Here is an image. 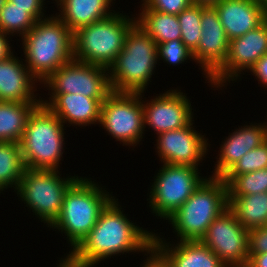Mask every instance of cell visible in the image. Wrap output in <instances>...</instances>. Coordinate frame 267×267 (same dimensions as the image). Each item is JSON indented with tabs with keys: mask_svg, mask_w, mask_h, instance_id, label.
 <instances>
[{
	"mask_svg": "<svg viewBox=\"0 0 267 267\" xmlns=\"http://www.w3.org/2000/svg\"><path fill=\"white\" fill-rule=\"evenodd\" d=\"M227 267H251V266L248 263H245V264H238V265H230Z\"/></svg>",
	"mask_w": 267,
	"mask_h": 267,
	"instance_id": "ab89813d",
	"label": "cell"
},
{
	"mask_svg": "<svg viewBox=\"0 0 267 267\" xmlns=\"http://www.w3.org/2000/svg\"><path fill=\"white\" fill-rule=\"evenodd\" d=\"M73 33L56 16L36 21L20 40L24 62L30 73L44 82L59 67L73 59Z\"/></svg>",
	"mask_w": 267,
	"mask_h": 267,
	"instance_id": "3957f363",
	"label": "cell"
},
{
	"mask_svg": "<svg viewBox=\"0 0 267 267\" xmlns=\"http://www.w3.org/2000/svg\"><path fill=\"white\" fill-rule=\"evenodd\" d=\"M36 20L24 8L8 0L0 10V31L20 40L34 27Z\"/></svg>",
	"mask_w": 267,
	"mask_h": 267,
	"instance_id": "4316f807",
	"label": "cell"
},
{
	"mask_svg": "<svg viewBox=\"0 0 267 267\" xmlns=\"http://www.w3.org/2000/svg\"><path fill=\"white\" fill-rule=\"evenodd\" d=\"M15 53L0 61V102H41V84Z\"/></svg>",
	"mask_w": 267,
	"mask_h": 267,
	"instance_id": "d6986e66",
	"label": "cell"
},
{
	"mask_svg": "<svg viewBox=\"0 0 267 267\" xmlns=\"http://www.w3.org/2000/svg\"><path fill=\"white\" fill-rule=\"evenodd\" d=\"M145 258L143 260L144 263H140V267H168L166 262L153 248L146 254Z\"/></svg>",
	"mask_w": 267,
	"mask_h": 267,
	"instance_id": "8d00e7d4",
	"label": "cell"
},
{
	"mask_svg": "<svg viewBox=\"0 0 267 267\" xmlns=\"http://www.w3.org/2000/svg\"><path fill=\"white\" fill-rule=\"evenodd\" d=\"M160 167L150 182L151 186L148 185L147 205L153 217L165 221L182 206L207 175L202 176L201 169L192 166L163 163Z\"/></svg>",
	"mask_w": 267,
	"mask_h": 267,
	"instance_id": "9c48e42d",
	"label": "cell"
},
{
	"mask_svg": "<svg viewBox=\"0 0 267 267\" xmlns=\"http://www.w3.org/2000/svg\"><path fill=\"white\" fill-rule=\"evenodd\" d=\"M157 44L137 23L126 36L123 49L109 67L110 87L114 92L148 91L157 70Z\"/></svg>",
	"mask_w": 267,
	"mask_h": 267,
	"instance_id": "277c9868",
	"label": "cell"
},
{
	"mask_svg": "<svg viewBox=\"0 0 267 267\" xmlns=\"http://www.w3.org/2000/svg\"><path fill=\"white\" fill-rule=\"evenodd\" d=\"M248 238L249 231L227 208L210 224L200 241L230 266L248 263Z\"/></svg>",
	"mask_w": 267,
	"mask_h": 267,
	"instance_id": "9a60e30c",
	"label": "cell"
},
{
	"mask_svg": "<svg viewBox=\"0 0 267 267\" xmlns=\"http://www.w3.org/2000/svg\"><path fill=\"white\" fill-rule=\"evenodd\" d=\"M116 0H60L55 15L73 33L75 30L113 15Z\"/></svg>",
	"mask_w": 267,
	"mask_h": 267,
	"instance_id": "7402d4cb",
	"label": "cell"
},
{
	"mask_svg": "<svg viewBox=\"0 0 267 267\" xmlns=\"http://www.w3.org/2000/svg\"><path fill=\"white\" fill-rule=\"evenodd\" d=\"M41 102H0V142L20 143L27 120Z\"/></svg>",
	"mask_w": 267,
	"mask_h": 267,
	"instance_id": "d4e9b609",
	"label": "cell"
},
{
	"mask_svg": "<svg viewBox=\"0 0 267 267\" xmlns=\"http://www.w3.org/2000/svg\"><path fill=\"white\" fill-rule=\"evenodd\" d=\"M266 54L267 19L256 29L229 41L228 55L224 63L209 77L212 87L210 90L214 88V91H223L222 88L227 89L229 83L232 85L240 82L246 71L248 72Z\"/></svg>",
	"mask_w": 267,
	"mask_h": 267,
	"instance_id": "7c38bea8",
	"label": "cell"
},
{
	"mask_svg": "<svg viewBox=\"0 0 267 267\" xmlns=\"http://www.w3.org/2000/svg\"><path fill=\"white\" fill-rule=\"evenodd\" d=\"M249 254L267 252V226L249 230Z\"/></svg>",
	"mask_w": 267,
	"mask_h": 267,
	"instance_id": "d6a6232c",
	"label": "cell"
},
{
	"mask_svg": "<svg viewBox=\"0 0 267 267\" xmlns=\"http://www.w3.org/2000/svg\"><path fill=\"white\" fill-rule=\"evenodd\" d=\"M201 38L193 52L195 65L201 70L205 83L209 77L224 63L229 48V39L213 6L202 5ZM207 81V82H206Z\"/></svg>",
	"mask_w": 267,
	"mask_h": 267,
	"instance_id": "2e32d148",
	"label": "cell"
},
{
	"mask_svg": "<svg viewBox=\"0 0 267 267\" xmlns=\"http://www.w3.org/2000/svg\"><path fill=\"white\" fill-rule=\"evenodd\" d=\"M267 169V140L246 153L221 178L227 185L235 176Z\"/></svg>",
	"mask_w": 267,
	"mask_h": 267,
	"instance_id": "f1b7e54d",
	"label": "cell"
},
{
	"mask_svg": "<svg viewBox=\"0 0 267 267\" xmlns=\"http://www.w3.org/2000/svg\"><path fill=\"white\" fill-rule=\"evenodd\" d=\"M128 14L130 12L117 10L108 18L75 30L73 59L109 69L123 49L127 34L137 23L136 15Z\"/></svg>",
	"mask_w": 267,
	"mask_h": 267,
	"instance_id": "52a82bcc",
	"label": "cell"
},
{
	"mask_svg": "<svg viewBox=\"0 0 267 267\" xmlns=\"http://www.w3.org/2000/svg\"><path fill=\"white\" fill-rule=\"evenodd\" d=\"M41 97V104L47 106L66 127L99 125L101 106L105 99H94L80 94H48ZM47 98V99H46Z\"/></svg>",
	"mask_w": 267,
	"mask_h": 267,
	"instance_id": "ffe728a7",
	"label": "cell"
},
{
	"mask_svg": "<svg viewBox=\"0 0 267 267\" xmlns=\"http://www.w3.org/2000/svg\"><path fill=\"white\" fill-rule=\"evenodd\" d=\"M9 2L15 4V7H20L26 9V11L36 20L45 19L48 16L45 15L46 0H8Z\"/></svg>",
	"mask_w": 267,
	"mask_h": 267,
	"instance_id": "836d02e7",
	"label": "cell"
},
{
	"mask_svg": "<svg viewBox=\"0 0 267 267\" xmlns=\"http://www.w3.org/2000/svg\"><path fill=\"white\" fill-rule=\"evenodd\" d=\"M158 63H163L169 67L184 65V63L191 61L195 62L193 52H191L181 40H172L157 45ZM167 63V64H166Z\"/></svg>",
	"mask_w": 267,
	"mask_h": 267,
	"instance_id": "4dcf8cb0",
	"label": "cell"
},
{
	"mask_svg": "<svg viewBox=\"0 0 267 267\" xmlns=\"http://www.w3.org/2000/svg\"><path fill=\"white\" fill-rule=\"evenodd\" d=\"M194 122L195 120L181 129L163 132L156 136L154 149L160 163L194 168L203 166L200 163L209 158L212 142L205 133L203 135L202 130L200 132L195 130L197 127Z\"/></svg>",
	"mask_w": 267,
	"mask_h": 267,
	"instance_id": "4fadbf2b",
	"label": "cell"
},
{
	"mask_svg": "<svg viewBox=\"0 0 267 267\" xmlns=\"http://www.w3.org/2000/svg\"><path fill=\"white\" fill-rule=\"evenodd\" d=\"M60 170L26 168L16 190L17 197L29 213L50 228L60 216L64 196L69 187L80 177Z\"/></svg>",
	"mask_w": 267,
	"mask_h": 267,
	"instance_id": "ba28073f",
	"label": "cell"
},
{
	"mask_svg": "<svg viewBox=\"0 0 267 267\" xmlns=\"http://www.w3.org/2000/svg\"><path fill=\"white\" fill-rule=\"evenodd\" d=\"M95 181L92 177L80 176L69 187L64 196L60 216L49 228V230L59 232L62 236L65 235L64 238L69 245L67 247L70 248L69 252L60 257L61 259L56 260V265L89 234L102 210L115 197L112 191L110 193L107 190V186Z\"/></svg>",
	"mask_w": 267,
	"mask_h": 267,
	"instance_id": "7a4b0ae2",
	"label": "cell"
},
{
	"mask_svg": "<svg viewBox=\"0 0 267 267\" xmlns=\"http://www.w3.org/2000/svg\"><path fill=\"white\" fill-rule=\"evenodd\" d=\"M248 264L251 267H267V252L260 254H249Z\"/></svg>",
	"mask_w": 267,
	"mask_h": 267,
	"instance_id": "74e56055",
	"label": "cell"
},
{
	"mask_svg": "<svg viewBox=\"0 0 267 267\" xmlns=\"http://www.w3.org/2000/svg\"><path fill=\"white\" fill-rule=\"evenodd\" d=\"M228 208L248 231L267 226V192L228 195Z\"/></svg>",
	"mask_w": 267,
	"mask_h": 267,
	"instance_id": "603a6c76",
	"label": "cell"
},
{
	"mask_svg": "<svg viewBox=\"0 0 267 267\" xmlns=\"http://www.w3.org/2000/svg\"><path fill=\"white\" fill-rule=\"evenodd\" d=\"M160 232L153 234V249L168 267H227L219 257L200 240L170 241ZM167 240V241H166Z\"/></svg>",
	"mask_w": 267,
	"mask_h": 267,
	"instance_id": "ac0fdd59",
	"label": "cell"
},
{
	"mask_svg": "<svg viewBox=\"0 0 267 267\" xmlns=\"http://www.w3.org/2000/svg\"><path fill=\"white\" fill-rule=\"evenodd\" d=\"M260 1H261L262 5H263V7L267 13V0H260Z\"/></svg>",
	"mask_w": 267,
	"mask_h": 267,
	"instance_id": "60d3db41",
	"label": "cell"
},
{
	"mask_svg": "<svg viewBox=\"0 0 267 267\" xmlns=\"http://www.w3.org/2000/svg\"><path fill=\"white\" fill-rule=\"evenodd\" d=\"M25 169L20 143L0 142V194L15 193Z\"/></svg>",
	"mask_w": 267,
	"mask_h": 267,
	"instance_id": "484cf974",
	"label": "cell"
},
{
	"mask_svg": "<svg viewBox=\"0 0 267 267\" xmlns=\"http://www.w3.org/2000/svg\"><path fill=\"white\" fill-rule=\"evenodd\" d=\"M118 200L115 196L107 204L89 234L56 267H96L127 253L146 256L153 248L154 232L131 221Z\"/></svg>",
	"mask_w": 267,
	"mask_h": 267,
	"instance_id": "6da1fadb",
	"label": "cell"
},
{
	"mask_svg": "<svg viewBox=\"0 0 267 267\" xmlns=\"http://www.w3.org/2000/svg\"><path fill=\"white\" fill-rule=\"evenodd\" d=\"M227 208V185L220 177L207 176L166 219L177 239L171 241L201 240L210 224Z\"/></svg>",
	"mask_w": 267,
	"mask_h": 267,
	"instance_id": "5b68a950",
	"label": "cell"
},
{
	"mask_svg": "<svg viewBox=\"0 0 267 267\" xmlns=\"http://www.w3.org/2000/svg\"><path fill=\"white\" fill-rule=\"evenodd\" d=\"M12 37L8 34H5L0 31V61L7 59L9 56H11L15 50H13V44L12 42Z\"/></svg>",
	"mask_w": 267,
	"mask_h": 267,
	"instance_id": "d590c367",
	"label": "cell"
},
{
	"mask_svg": "<svg viewBox=\"0 0 267 267\" xmlns=\"http://www.w3.org/2000/svg\"><path fill=\"white\" fill-rule=\"evenodd\" d=\"M248 122L229 132L221 142L211 177H222L246 153L267 140V123Z\"/></svg>",
	"mask_w": 267,
	"mask_h": 267,
	"instance_id": "e0dca14e",
	"label": "cell"
},
{
	"mask_svg": "<svg viewBox=\"0 0 267 267\" xmlns=\"http://www.w3.org/2000/svg\"><path fill=\"white\" fill-rule=\"evenodd\" d=\"M66 128L47 106L40 103L30 114L20 141L25 167L61 170L67 144Z\"/></svg>",
	"mask_w": 267,
	"mask_h": 267,
	"instance_id": "8992f818",
	"label": "cell"
},
{
	"mask_svg": "<svg viewBox=\"0 0 267 267\" xmlns=\"http://www.w3.org/2000/svg\"><path fill=\"white\" fill-rule=\"evenodd\" d=\"M190 1L192 4L213 6L217 3H220L222 0H190Z\"/></svg>",
	"mask_w": 267,
	"mask_h": 267,
	"instance_id": "f35d334b",
	"label": "cell"
},
{
	"mask_svg": "<svg viewBox=\"0 0 267 267\" xmlns=\"http://www.w3.org/2000/svg\"><path fill=\"white\" fill-rule=\"evenodd\" d=\"M213 7L229 41L256 29L267 19L260 0H222Z\"/></svg>",
	"mask_w": 267,
	"mask_h": 267,
	"instance_id": "44dd1931",
	"label": "cell"
},
{
	"mask_svg": "<svg viewBox=\"0 0 267 267\" xmlns=\"http://www.w3.org/2000/svg\"><path fill=\"white\" fill-rule=\"evenodd\" d=\"M7 0H0V10L4 6Z\"/></svg>",
	"mask_w": 267,
	"mask_h": 267,
	"instance_id": "b9f144b4",
	"label": "cell"
},
{
	"mask_svg": "<svg viewBox=\"0 0 267 267\" xmlns=\"http://www.w3.org/2000/svg\"><path fill=\"white\" fill-rule=\"evenodd\" d=\"M202 5L191 4L177 15L181 29V41L194 52L201 38Z\"/></svg>",
	"mask_w": 267,
	"mask_h": 267,
	"instance_id": "83f0119b",
	"label": "cell"
},
{
	"mask_svg": "<svg viewBox=\"0 0 267 267\" xmlns=\"http://www.w3.org/2000/svg\"><path fill=\"white\" fill-rule=\"evenodd\" d=\"M98 127L135 151L145 138L142 93L112 91L102 103Z\"/></svg>",
	"mask_w": 267,
	"mask_h": 267,
	"instance_id": "30bf717a",
	"label": "cell"
},
{
	"mask_svg": "<svg viewBox=\"0 0 267 267\" xmlns=\"http://www.w3.org/2000/svg\"><path fill=\"white\" fill-rule=\"evenodd\" d=\"M267 192V169L235 176L227 184V195H249Z\"/></svg>",
	"mask_w": 267,
	"mask_h": 267,
	"instance_id": "f546056e",
	"label": "cell"
},
{
	"mask_svg": "<svg viewBox=\"0 0 267 267\" xmlns=\"http://www.w3.org/2000/svg\"><path fill=\"white\" fill-rule=\"evenodd\" d=\"M145 93L142 92L145 131L148 132V128L155 132L154 135H158L188 126L195 119L196 110L191 105V98L180 87L164 90L148 100L145 99Z\"/></svg>",
	"mask_w": 267,
	"mask_h": 267,
	"instance_id": "5bb4252c",
	"label": "cell"
},
{
	"mask_svg": "<svg viewBox=\"0 0 267 267\" xmlns=\"http://www.w3.org/2000/svg\"><path fill=\"white\" fill-rule=\"evenodd\" d=\"M247 73L250 74H246V76L252 75L254 80L258 81V86L267 90V54L263 55Z\"/></svg>",
	"mask_w": 267,
	"mask_h": 267,
	"instance_id": "e575fe53",
	"label": "cell"
},
{
	"mask_svg": "<svg viewBox=\"0 0 267 267\" xmlns=\"http://www.w3.org/2000/svg\"><path fill=\"white\" fill-rule=\"evenodd\" d=\"M48 94H80L106 99L112 92L108 69L72 59L59 67L42 84Z\"/></svg>",
	"mask_w": 267,
	"mask_h": 267,
	"instance_id": "8fae6325",
	"label": "cell"
},
{
	"mask_svg": "<svg viewBox=\"0 0 267 267\" xmlns=\"http://www.w3.org/2000/svg\"><path fill=\"white\" fill-rule=\"evenodd\" d=\"M139 8V13H134L137 16V24L150 35L157 45L174 39L181 40L177 15L155 11L147 6H139Z\"/></svg>",
	"mask_w": 267,
	"mask_h": 267,
	"instance_id": "cb8c5ba5",
	"label": "cell"
},
{
	"mask_svg": "<svg viewBox=\"0 0 267 267\" xmlns=\"http://www.w3.org/2000/svg\"><path fill=\"white\" fill-rule=\"evenodd\" d=\"M52 1H53V2H51V4L54 3V5H55V4H57L60 0H52ZM54 1H55V2H54Z\"/></svg>",
	"mask_w": 267,
	"mask_h": 267,
	"instance_id": "7bdbcfd3",
	"label": "cell"
},
{
	"mask_svg": "<svg viewBox=\"0 0 267 267\" xmlns=\"http://www.w3.org/2000/svg\"><path fill=\"white\" fill-rule=\"evenodd\" d=\"M139 3L140 6L174 15H178L192 4L190 0H141Z\"/></svg>",
	"mask_w": 267,
	"mask_h": 267,
	"instance_id": "1f68e13d",
	"label": "cell"
}]
</instances>
